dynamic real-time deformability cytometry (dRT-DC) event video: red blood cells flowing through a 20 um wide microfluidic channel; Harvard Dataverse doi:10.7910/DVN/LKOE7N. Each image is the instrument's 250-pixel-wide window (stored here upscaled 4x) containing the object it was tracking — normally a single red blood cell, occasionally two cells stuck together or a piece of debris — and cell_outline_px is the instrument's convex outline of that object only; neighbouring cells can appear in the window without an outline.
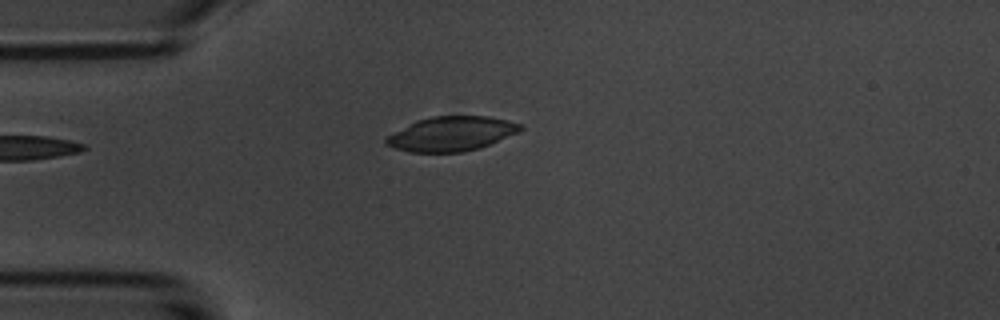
{"species": "common noctule bat (a hibernating species)", "species_latin": "Nyctalus noctula", "temperature_condition": "room temperature", "stored_images_in_passage": 4, "camera_frame_rate_fps": 3000, "um_per_image_px": 0.085, "animal": {"sex": "male", "body_mass_g": 20.1, "forearm_length_mm": 53.5}, "frame": {"image": 1, "passage_image": 4, "time_ms": 3.333, "image_size_px": [1000, 320], "cell_outline_px": [[524, 128], [520, 132], [488, 144], [476, 148], [460, 152], [408, 152], [384, 144], [384, 140], [388, 136], [416, 120], [432, 116], [488, 116], [508, 120], [524, 124]], "centroid_in_image_um": [38.4, 11.36], "position_along_channel_um": 46.6, "area_um2": 26.82}}